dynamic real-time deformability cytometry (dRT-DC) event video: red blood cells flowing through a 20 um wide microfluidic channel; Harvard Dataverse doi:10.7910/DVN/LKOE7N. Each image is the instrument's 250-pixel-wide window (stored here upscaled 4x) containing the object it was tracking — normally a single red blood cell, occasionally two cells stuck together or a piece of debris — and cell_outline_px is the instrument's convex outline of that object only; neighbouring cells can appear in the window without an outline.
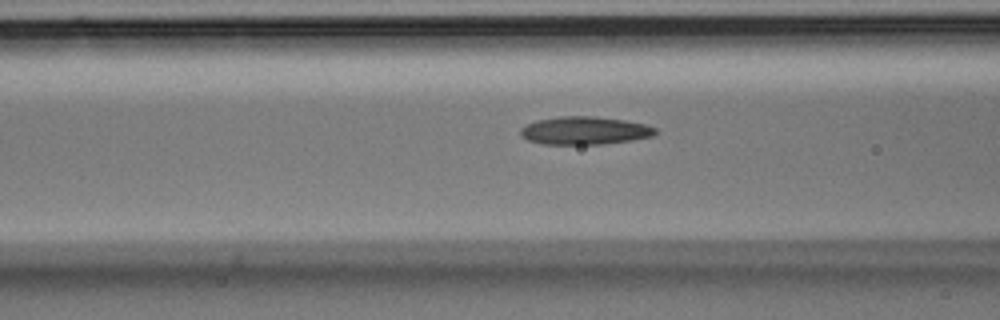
{"species": "Egyptian fruit bat (a non-hibernating species)", "species_latin": "Rousettus aegyptiacus", "temperature_condition": "room temperature", "stored_images_in_passage": 22, "camera_frame_rate_fps": 3000, "um_per_image_px": 0.085, "animal": {"sex": "male"}, "frame": {"image": 1, "passage_image": 17, "time_ms": 5.333, "image_size_px": [1000, 320], "cell_outline_px": [[656, 132], [652, 136], [632, 140], [600, 144], [540, 144], [528, 140], [520, 132], [520, 128], [536, 120], [560, 116], [592, 116], [624, 120], [644, 124], [656, 128]], "centroid_in_image_um": [49.68, 11.1], "position_along_channel_um": 116.9, "area_um2": 21.79}}
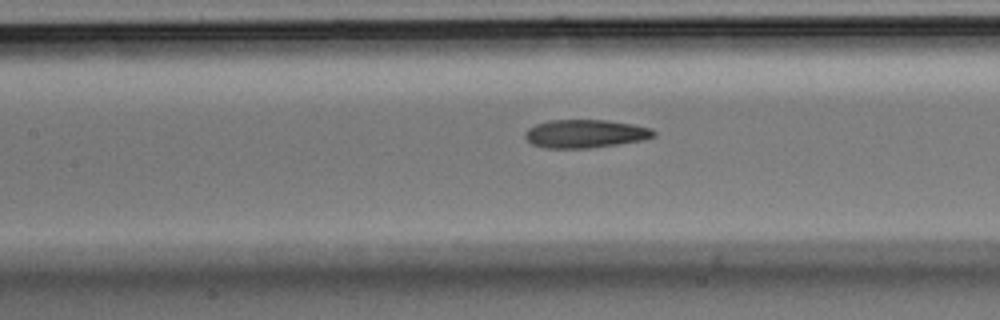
{"frame": {"image": 2, "passage_image": 20, "time_ms": 6.333, "image_size_px": [1000, 320], "cell_outline_px": [[656, 136], [644, 140], [588, 148], [544, 148], [532, 144], [524, 136], [524, 132], [528, 128], [536, 124], [548, 120], [604, 120], [632, 124], [652, 128], [656, 132]], "centroid_in_image_um": [49.74, 11.36], "position_along_channel_um": 157.7, "area_um2": 21.21}}